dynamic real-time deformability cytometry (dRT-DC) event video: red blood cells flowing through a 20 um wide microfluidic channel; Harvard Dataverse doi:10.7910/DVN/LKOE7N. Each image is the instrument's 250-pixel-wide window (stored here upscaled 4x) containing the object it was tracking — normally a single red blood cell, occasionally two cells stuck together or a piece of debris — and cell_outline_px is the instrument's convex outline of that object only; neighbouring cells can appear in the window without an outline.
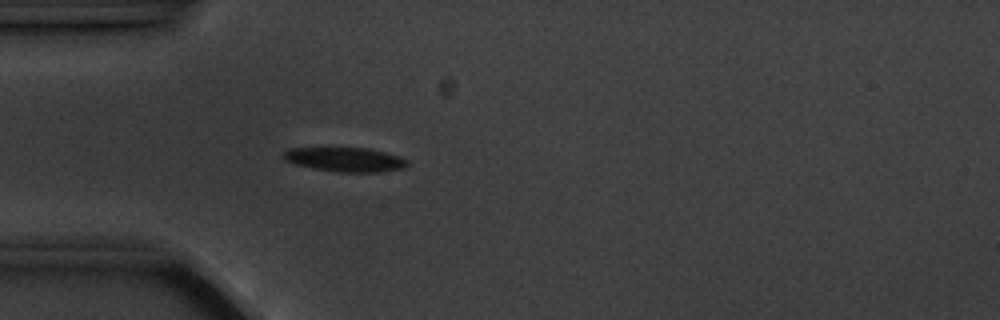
{"species": "common noctule bat (a hibernating species)", "species_latin": "Nyctalus noctula", "temperature_condition": "cold", "stored_images_in_passage": 4, "camera_frame_rate_fps": 3000, "um_per_image_px": 0.085, "animal": {"sex": "male", "body_mass_g": 20.1, "forearm_length_mm": 53.5}, "frame": {"image": 1, "passage_image": 4, "time_ms": 3.667, "image_size_px": [1000, 320], "cell_outline_px": [[408, 164], [404, 168], [380, 172], [336, 172], [312, 168], [296, 164], [284, 160], [284, 152], [288, 148], [368, 148], [400, 156], [408, 160]], "centroid_in_image_um": [29.36, 13.56], "position_along_channel_um": 55.6, "area_um2": 17.51}}